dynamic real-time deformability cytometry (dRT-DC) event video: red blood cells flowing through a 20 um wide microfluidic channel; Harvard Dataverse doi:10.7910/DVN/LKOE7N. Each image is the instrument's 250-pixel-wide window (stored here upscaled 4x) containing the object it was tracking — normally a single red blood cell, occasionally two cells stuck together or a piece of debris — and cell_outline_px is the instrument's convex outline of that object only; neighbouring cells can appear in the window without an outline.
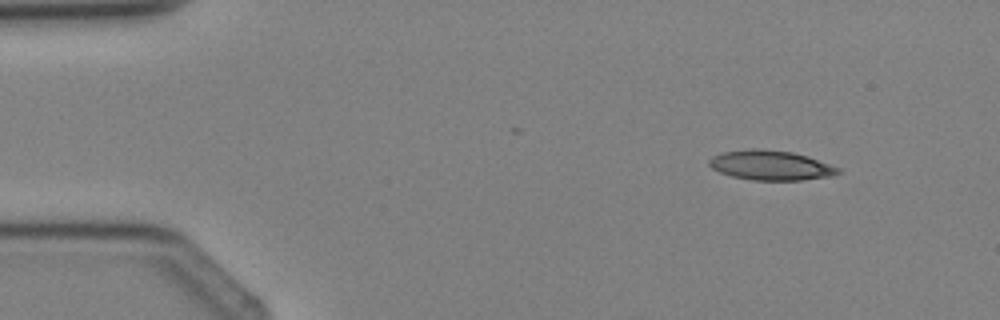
{"species": "Egyptian fruit bat (a non-hibernating species)", "species_latin": "Rousettus aegyptiacus", "temperature_condition": "cold", "stored_images_in_passage": 4, "camera_frame_rate_fps": 3000, "um_per_image_px": 0.085, "animal": {"sex": "female"}, "frame": {"image": 1, "passage_image": 2, "time_ms": 1.333, "image_size_px": [1000, 320], "cell_outline_px": [[840, 172], [832, 176], [800, 180], [752, 180], [732, 176], [720, 172], [712, 168], [708, 164], [708, 160], [712, 156], [720, 152], [752, 148], [756, 148], [792, 152], [808, 156], [840, 168]], "centroid_in_image_um": [65.48, 14.04], "position_along_channel_um": 19.5, "area_um2": 22.37}}
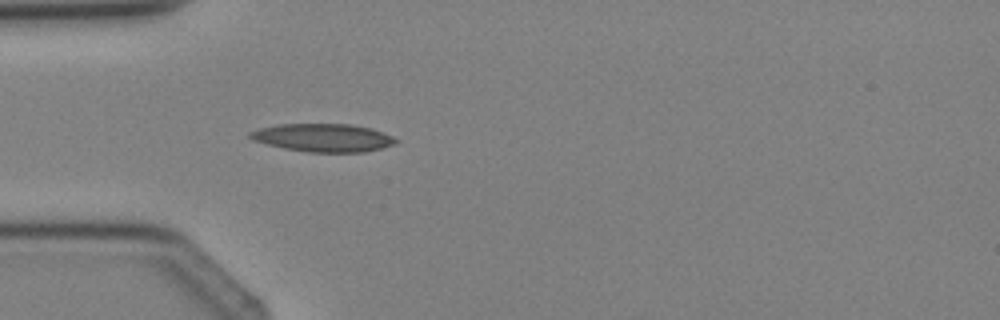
{"frame": {"image": 2, "passage_image": 4, "time_ms": 3.667, "image_size_px": [1000, 320], "cell_outline_px": [[400, 140], [396, 144], [364, 152], [308, 152], [284, 148], [252, 140], [248, 136], [248, 132], [260, 128], [276, 124], [352, 124], [372, 128], [384, 132]], "centroid_in_image_um": [27.49, 11.7], "position_along_channel_um": 57.5, "area_um2": 23.99}}